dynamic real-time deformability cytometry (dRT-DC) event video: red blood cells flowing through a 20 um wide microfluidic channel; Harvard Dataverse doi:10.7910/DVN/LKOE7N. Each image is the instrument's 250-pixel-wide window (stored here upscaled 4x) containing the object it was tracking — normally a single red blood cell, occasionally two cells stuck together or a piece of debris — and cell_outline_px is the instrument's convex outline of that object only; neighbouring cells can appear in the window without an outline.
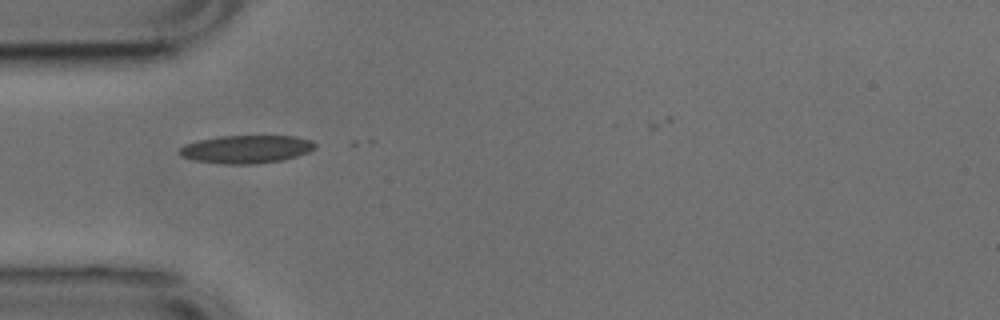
{"species": "common noctule bat (a hibernating species)", "species_latin": "Nyctalus noctula", "temperature_condition": "cold", "stored_images_in_passage": 30, "camera_frame_rate_fps": 3000, "um_per_image_px": 0.085, "animal": {"sex": "male", "body_mass_g": 17.9, "forearm_length_mm": 54.2}, "frame": {"image": 1, "passage_image": 1, "time_ms": 0.0, "image_size_px": [1000, 320], "cell_outline_px": [[316, 148], [308, 152], [284, 160], [252, 164], [224, 164], [196, 160], [184, 156], [176, 152], [184, 144], [196, 140], [220, 136], [296, 136], [312, 140], [316, 144]], "centroid_in_image_um": [20.95, 12.67], "position_along_channel_um": 64.1, "area_um2": 22.2}}
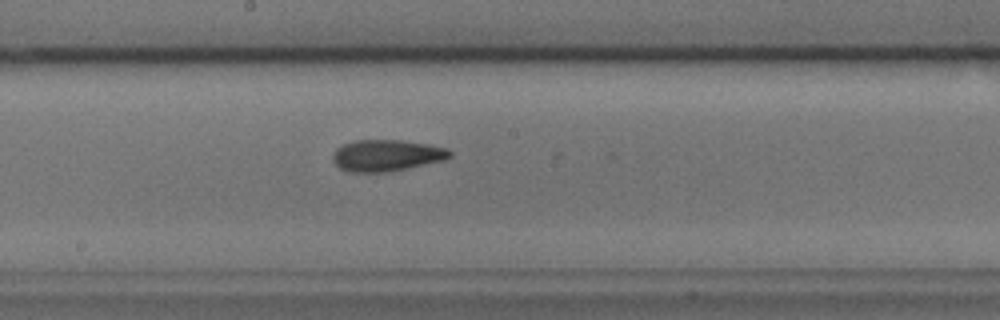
{"frame": {"image": 2, "passage_image": 13, "time_ms": 4.0, "image_size_px": [1000, 320], "cell_outline_px": [[452, 156], [444, 160], [408, 168], [388, 172], [352, 172], [340, 168], [332, 160], [332, 156], [336, 148], [344, 144], [356, 140], [400, 140], [428, 144], [448, 148], [452, 152]], "centroid_in_image_um": [32.87, 13.21], "position_along_channel_um": 215.3, "area_um2": 21.5}}
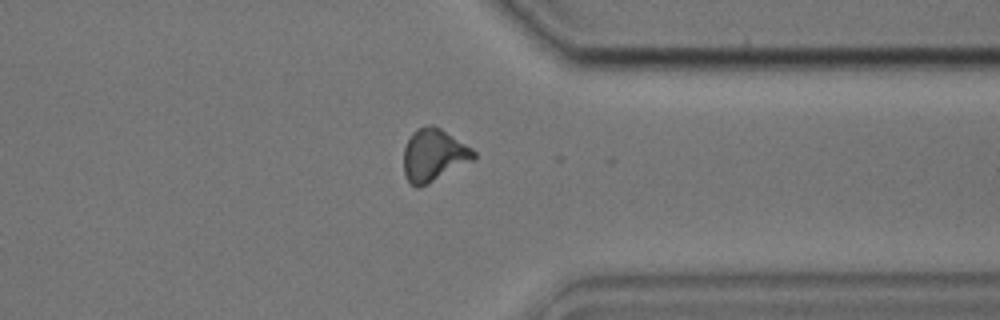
{"frame": {"image": 3, "passage_image": 26, "time_ms": 8.333, "image_size_px": [1000, 320], "cell_outline_px": [[476, 160], [420, 188], [416, 188], [408, 180], [404, 172], [404, 148], [412, 132], [416, 128], [428, 124], [432, 124], [440, 128], [472, 148], [476, 152]], "centroid_in_image_um": [36.89, 13.19], "position_along_channel_um": 374.5, "area_um2": 21.68}, "authors_computed_cell_mechanics": {"area_um2": 20.8369, "velocity_mm_per_s": 3.7804, "shape_relaxation_time_tau1_ms": 6.4742, "shape_relaxation_time_tau2_ms": 4.1429, "deformation_change_tau1": 0.1419, "deformation_change_tau2": 0.1061}}